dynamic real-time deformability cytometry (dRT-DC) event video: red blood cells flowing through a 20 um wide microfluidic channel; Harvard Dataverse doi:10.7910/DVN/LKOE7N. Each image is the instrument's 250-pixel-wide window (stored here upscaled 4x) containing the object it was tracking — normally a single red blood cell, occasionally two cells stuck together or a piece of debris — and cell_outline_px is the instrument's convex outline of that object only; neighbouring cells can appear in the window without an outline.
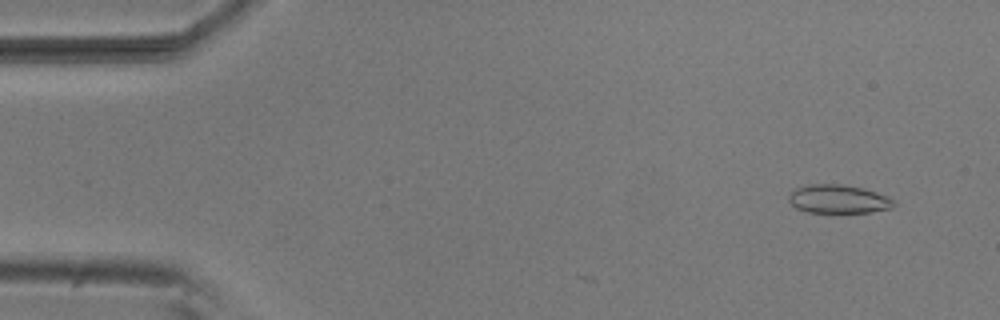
{"species": "common noctule bat (a hibernating species)", "species_latin": "Nyctalus noctula", "temperature_condition": "room temperature", "stored_images_in_passage": 5, "camera_frame_rate_fps": 3000, "um_per_image_px": 0.085, "animal": {"sex": "male", "body_mass_g": 20.5, "forearm_length_mm": 52.5}, "frame": {"image": 1, "passage_image": 2, "time_ms": 0.333, "image_size_px": [1000, 320], "cell_outline_px": [[896, 204], [892, 208], [868, 212], [808, 212], [796, 208], [788, 200], [788, 196], [792, 188], [808, 184], [844, 184], [864, 188], [888, 196]], "centroid_in_image_um": [71.23, 16.9], "position_along_channel_um": 13.8, "area_um2": 17.63}}